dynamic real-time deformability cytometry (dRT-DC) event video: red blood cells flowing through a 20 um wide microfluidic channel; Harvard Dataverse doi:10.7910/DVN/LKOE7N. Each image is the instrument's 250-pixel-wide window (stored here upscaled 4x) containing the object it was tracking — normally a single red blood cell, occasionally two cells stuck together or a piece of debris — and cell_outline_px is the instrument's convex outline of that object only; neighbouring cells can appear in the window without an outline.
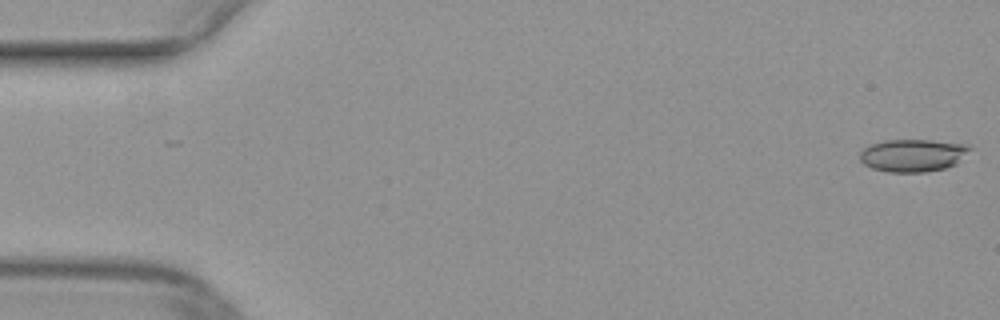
{"species": "common noctule bat (a hibernating species)", "species_latin": "Nyctalus noctula", "temperature_condition": "warm", "stored_images_in_passage": 8, "camera_frame_rate_fps": 3000, "um_per_image_px": 0.085, "animal": {"sex": "female", "body_mass_g": 29.2, "forearm_length_mm": 56.3}, "frame": {"image": 1, "passage_image": 1, "time_ms": 0.0, "image_size_px": [1000, 320], "cell_outline_px": [[972, 148], [956, 164], [944, 168], [924, 172], [888, 172], [872, 168], [864, 164], [860, 160], [860, 152], [864, 148], [872, 144], [884, 140], [932, 140], [972, 144]], "centroid_in_image_um": [77.62, 13.19], "position_along_channel_um": 7.4, "area_um2": 20.98}}